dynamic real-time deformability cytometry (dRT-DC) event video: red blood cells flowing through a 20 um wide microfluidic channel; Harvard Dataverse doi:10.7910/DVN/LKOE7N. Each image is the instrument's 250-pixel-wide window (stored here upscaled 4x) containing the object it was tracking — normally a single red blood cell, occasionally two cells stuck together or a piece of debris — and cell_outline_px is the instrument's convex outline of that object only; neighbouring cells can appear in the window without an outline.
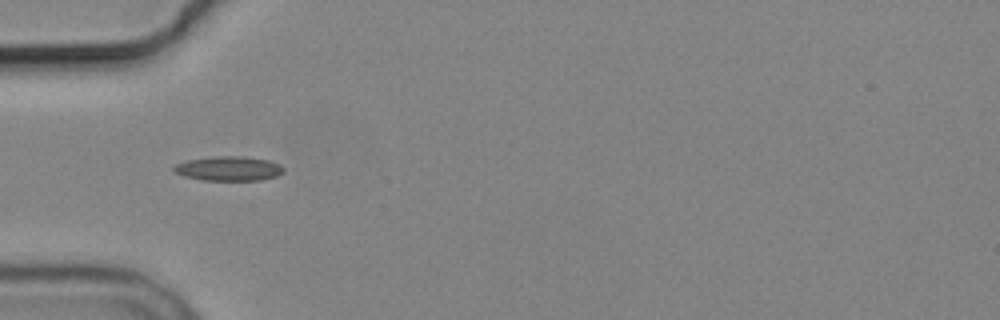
{"species": "common noctule bat (a hibernating species)", "species_latin": "Nyctalus noctula", "temperature_condition": "cold", "stored_images_in_passage": 6, "camera_frame_rate_fps": 3000, "um_per_image_px": 0.085, "animal": {"sex": "male", "body_mass_g": 19.2, "forearm_length_mm": 51.8}, "frame": {"image": 1, "passage_image": 2, "time_ms": 1.0, "image_size_px": [1000, 320], "cell_outline_px": [[284, 172], [276, 176], [260, 180], [204, 180], [184, 176], [176, 172], [172, 168], [176, 164], [188, 160], [216, 156], [240, 156], [268, 160], [280, 164], [284, 168]], "centroid_in_image_um": [19.46, 14.32], "position_along_channel_um": 65.5, "area_um2": 15.49}}
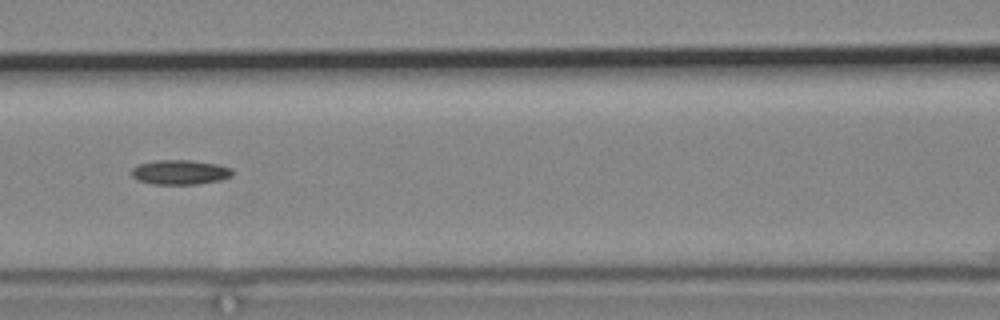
{"frame": {"image": 2, "passage_image": 4, "time_ms": 3.333, "image_size_px": [1000, 320], "cell_outline_px": [[232, 176], [220, 180], [196, 184], [152, 184], [136, 180], [132, 176], [132, 168], [136, 164], [156, 160], [192, 160], [220, 164], [232, 168]], "centroid_in_image_um": [15.29, 14.63], "position_along_channel_um": 151.3, "area_um2": 14.68}}
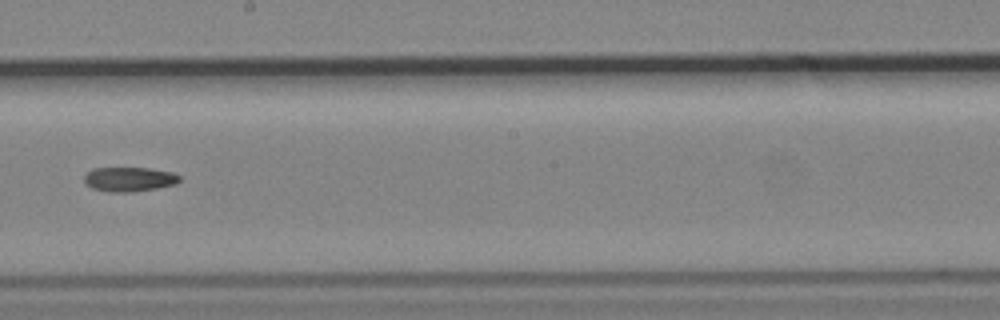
{"frame": {"image": 3, "passage_image": 6, "time_ms": 5.667, "image_size_px": [1000, 320], "cell_outline_px": [[180, 180], [176, 184], [156, 188], [132, 192], [112, 192], [92, 188], [84, 184], [84, 176], [92, 168], [148, 168], [172, 172], [180, 176]], "centroid_in_image_um": [10.97, 15.23], "position_along_channel_um": 237.2, "area_um2": 13.58}}